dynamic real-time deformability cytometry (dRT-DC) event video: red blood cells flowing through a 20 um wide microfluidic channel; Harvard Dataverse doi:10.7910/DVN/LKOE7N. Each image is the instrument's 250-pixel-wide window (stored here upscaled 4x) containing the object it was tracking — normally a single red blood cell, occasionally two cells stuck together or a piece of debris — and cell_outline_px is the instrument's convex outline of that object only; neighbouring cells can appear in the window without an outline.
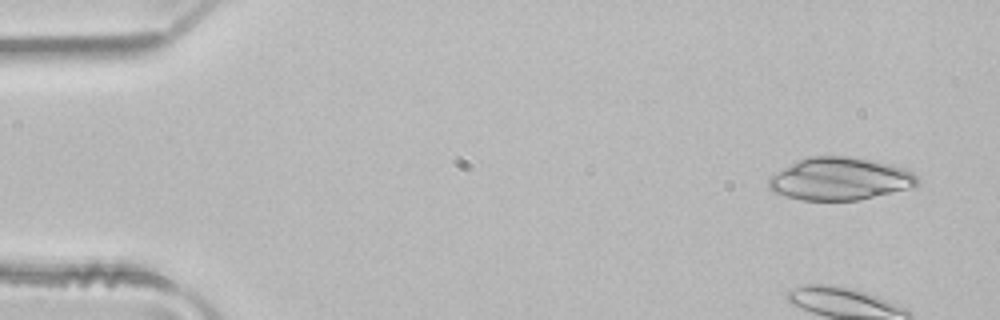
{"species": "common noctule bat (a hibernating species)", "species_latin": "Nyctalus noctula", "temperature_condition": "room temperature", "stored_images_in_passage": 3, "camera_frame_rate_fps": 3000, "um_per_image_px": 0.085, "animal": {"sex": "male", "body_mass_g": 21.5, "forearm_length_mm": 52.0}, "frame": {"image": 1, "passage_image": 1, "time_ms": 0.0, "image_size_px": [1000, 320], "cell_outline_px": [[920, 184], [860, 200], [800, 200], [784, 196], [772, 192], [768, 188], [768, 176], [800, 160], [812, 156], [852, 156], [876, 160], [912, 172], [916, 176]], "centroid_in_image_um": [71.33, 15.2], "position_along_channel_um": 13.7, "area_um2": 36.7}}